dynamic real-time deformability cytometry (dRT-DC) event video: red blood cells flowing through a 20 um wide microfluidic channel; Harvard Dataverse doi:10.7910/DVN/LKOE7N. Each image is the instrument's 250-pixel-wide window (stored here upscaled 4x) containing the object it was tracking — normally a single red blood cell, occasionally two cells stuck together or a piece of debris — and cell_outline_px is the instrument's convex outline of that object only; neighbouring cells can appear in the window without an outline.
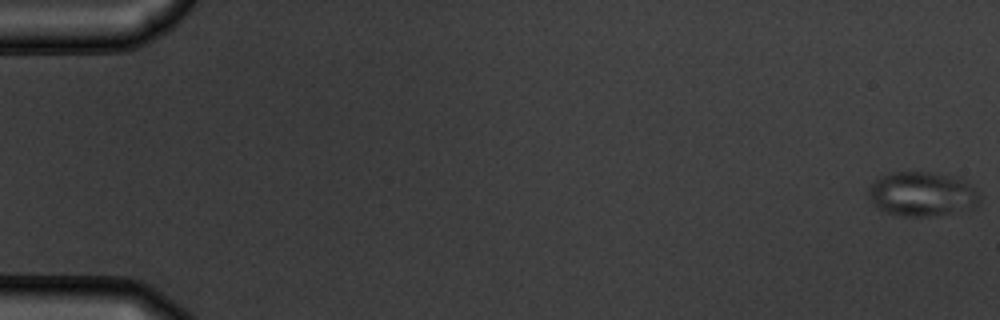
{"species": "common noctule bat (a hibernating species)", "species_latin": "Nyctalus noctula", "temperature_condition": "warm", "stored_images_in_passage": 55, "camera_frame_rate_fps": 3000, "um_per_image_px": 0.085, "animal": {"sex": "male", "body_mass_g": 19.5, "forearm_length_mm": 54.6}, "frame": {"image": 1, "passage_image": 1, "time_ms": 0.0, "image_size_px": [1000, 320], "cell_outline_px": [[980, 200], [972, 208], [924, 216], [900, 216], [876, 208], [872, 204], [868, 196], [868, 188], [880, 176], [892, 172], [928, 172], [960, 176], [980, 196]], "centroid_in_image_um": [78.33, 16.47], "position_along_channel_um": 6.7, "area_um2": 28.55}}
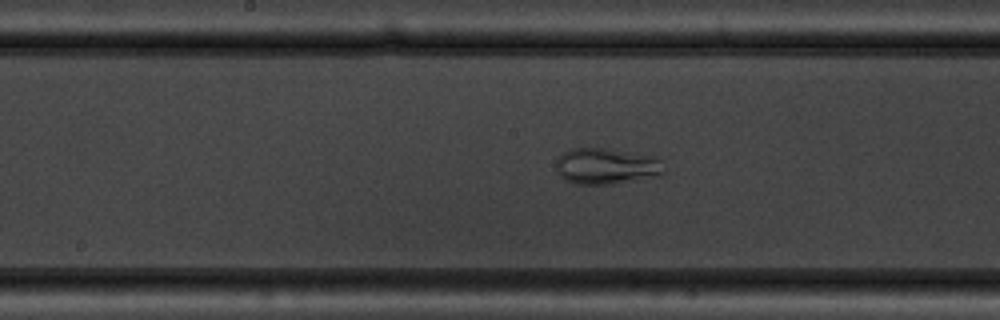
{"frame": {"image": 2, "passage_image": 29, "time_ms": 9.333, "image_size_px": [1000, 320], "cell_outline_px": [[664, 172], [660, 176], [612, 184], [576, 184], [564, 180], [556, 172], [556, 160], [564, 152], [572, 148], [604, 148], [656, 156], [660, 160]], "centroid_in_image_um": [51.53, 14.13], "position_along_channel_um": 196.7, "area_um2": 22.89}}
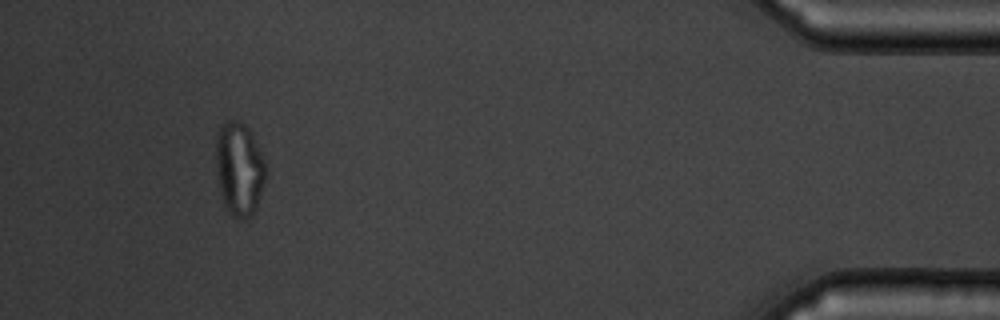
{"frame": {"image": 3, "passage_image": 51, "time_ms": 16.667, "image_size_px": [1000, 320], "cell_outline_px": [[264, 180], [252, 216], [244, 220], [232, 216], [224, 204], [220, 188], [216, 168], [216, 132], [228, 120], [240, 120], [248, 128], [264, 160]], "centroid_in_image_um": [20.3, 14.34], "position_along_channel_um": 414.9, "area_um2": 26.47}, "authors_computed_cell_mechanics": {"area_um2": 26.2412, "velocity_mm_per_s": 3.8002, "shape_relaxation_time_tau1_ms": 4.3755, "shape_relaxation_time_tau2_ms": 1.6555, "deformation_change_tau1": 0.1311, "deformation_change_tau2": 0.0492}}